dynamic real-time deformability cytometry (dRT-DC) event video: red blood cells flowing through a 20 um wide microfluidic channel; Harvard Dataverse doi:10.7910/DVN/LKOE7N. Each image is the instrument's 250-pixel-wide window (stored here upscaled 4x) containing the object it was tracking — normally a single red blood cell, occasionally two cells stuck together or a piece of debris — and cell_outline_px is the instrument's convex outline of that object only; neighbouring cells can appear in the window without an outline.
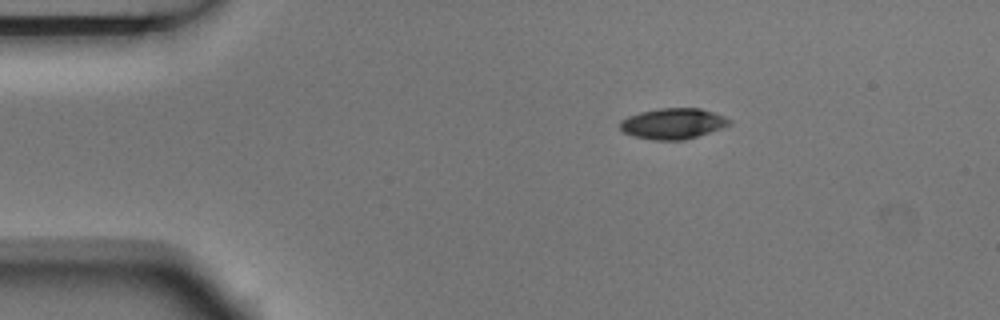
{"species": "Egyptian fruit bat (a non-hibernating species)", "species_latin": "Rousettus aegyptiacus", "temperature_condition": "room temperature", "stored_images_in_passage": 8, "camera_frame_rate_fps": 3000, "um_per_image_px": 0.085, "animal": {"sex": "male"}, "frame": {"image": 1, "passage_image": 1, "time_ms": 0.0, "image_size_px": [1000, 320], "cell_outline_px": [[732, 124], [684, 140], [652, 140], [632, 136], [624, 132], [620, 128], [620, 120], [628, 116], [640, 112], [660, 108], [700, 108], [724, 116], [732, 120]], "centroid_in_image_um": [57.18, 10.5], "position_along_channel_um": 27.8, "area_um2": 19.54}}
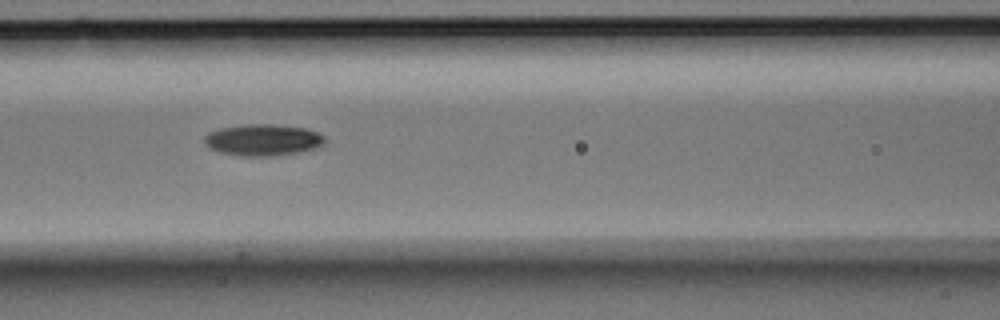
{"frame": {"image": 2, "passage_image": 5, "time_ms": 1.333, "image_size_px": [1000, 320], "cell_outline_px": [[328, 140], [324, 144], [312, 148], [296, 152], [268, 156], [240, 156], [220, 152], [204, 144], [204, 136], [208, 132], [220, 128], [244, 124], [276, 124], [304, 128], [316, 132], [324, 136]], "centroid_in_image_um": [22.32, 11.88], "position_along_channel_um": 144.3, "area_um2": 22.02}}
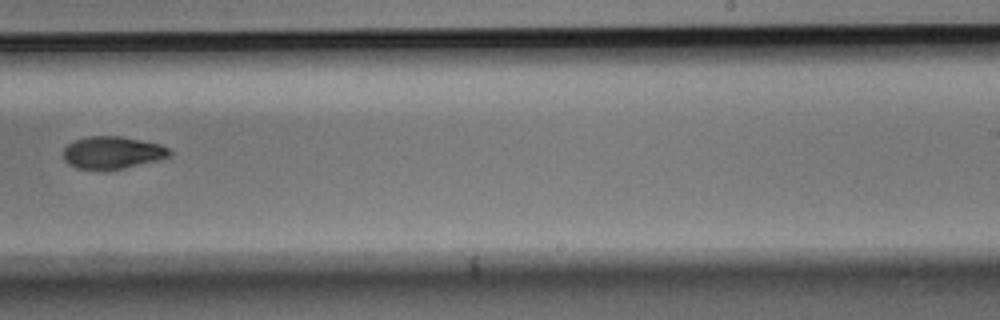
{"frame": {"image": 3, "passage_image": 8, "time_ms": 2.333, "image_size_px": [1000, 320], "cell_outline_px": [[172, 156], [124, 168], [76, 168], [68, 164], [64, 160], [64, 148], [68, 144], [76, 140], [88, 136], [120, 136], [160, 144], [168, 148], [172, 152]], "centroid_in_image_um": [9.56, 12.95], "position_along_channel_um": 279.4, "area_um2": 19.65}}